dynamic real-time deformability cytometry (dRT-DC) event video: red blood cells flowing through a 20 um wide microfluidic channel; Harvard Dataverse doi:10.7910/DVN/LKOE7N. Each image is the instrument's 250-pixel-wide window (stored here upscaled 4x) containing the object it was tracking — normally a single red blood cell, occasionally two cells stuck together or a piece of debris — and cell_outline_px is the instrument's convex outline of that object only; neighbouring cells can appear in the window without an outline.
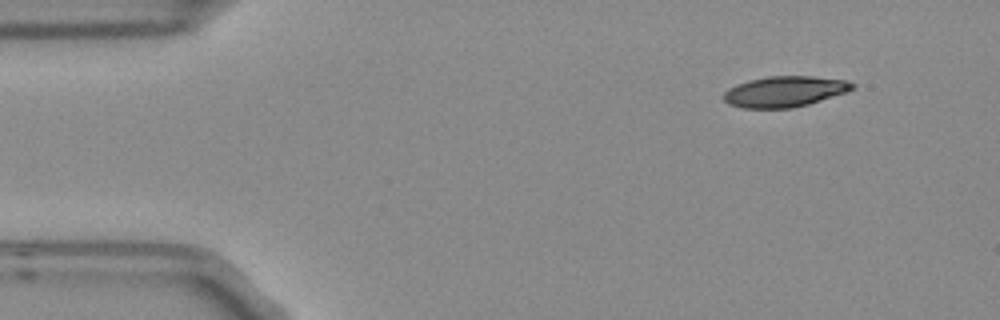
{"species": "Egyptian fruit bat (a non-hibernating species)", "species_latin": "Rousettus aegyptiacus", "temperature_condition": "room temperature", "stored_images_in_passage": 5, "segment_of_instrument_passage": [2, 2], "camera_frame_rate_fps": 3000, "um_per_image_px": 0.085, "frame": {"image": 1, "passage_image": 5, "time_ms": 1.333, "image_size_px": [1000, 320], "cell_outline_px": [[856, 88], [848, 92], [808, 104], [792, 108], [744, 108], [728, 104], [724, 100], [724, 92], [728, 88], [736, 84], [768, 76], [812, 76], [848, 80], [856, 84]], "centroid_in_image_um": [66.74, 7.78], "position_along_channel_um": 18.3, "area_um2": 23.18}}